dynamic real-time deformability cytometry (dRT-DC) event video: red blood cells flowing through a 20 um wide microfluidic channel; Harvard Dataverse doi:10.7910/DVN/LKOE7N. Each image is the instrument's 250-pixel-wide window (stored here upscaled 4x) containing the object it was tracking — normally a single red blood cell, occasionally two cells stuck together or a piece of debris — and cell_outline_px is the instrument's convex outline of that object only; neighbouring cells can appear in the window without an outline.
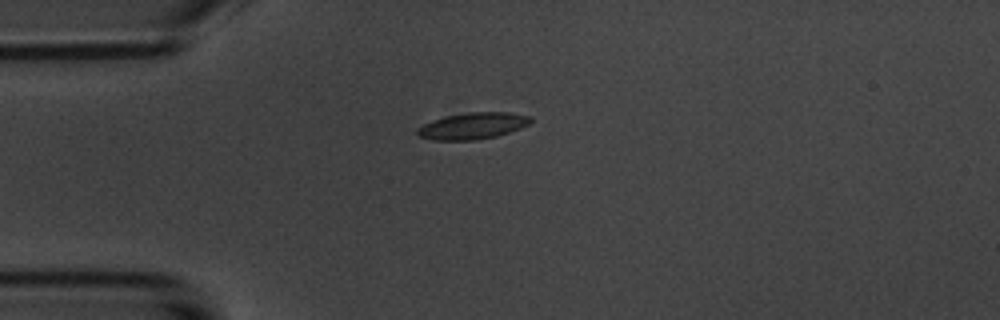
{"species": "common noctule bat (a hibernating species)", "species_latin": "Nyctalus noctula", "temperature_condition": "room temperature", "stored_images_in_passage": 12, "camera_frame_rate_fps": 3000, "um_per_image_px": 0.085, "animal": {"sex": "male", "body_mass_g": 20.1, "forearm_length_mm": 53.5}, "frame": {"image": 1, "passage_image": 1, "time_ms": 0.0, "image_size_px": [1000, 320], "cell_outline_px": [[532, 120], [528, 124], [520, 128], [496, 136], [476, 140], [432, 140], [420, 136], [416, 132], [416, 128], [432, 120], [444, 116], [468, 112], [508, 112], [532, 116]], "centroid_in_image_um": [40.16, 10.69], "position_along_channel_um": 44.8, "area_um2": 17.51}}
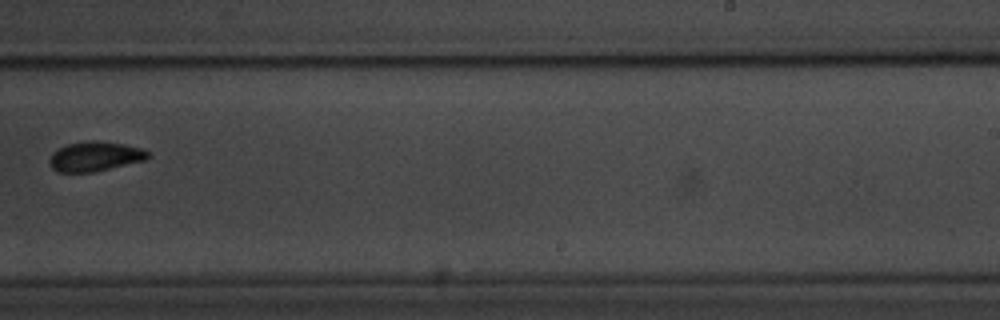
{"frame": {"image": 2, "passage_image": 7, "time_ms": 7.0, "image_size_px": [1000, 320], "cell_outline_px": [[148, 156], [144, 160], [92, 172], [56, 172], [48, 164], [48, 160], [52, 152], [68, 144], [88, 140], [96, 140], [124, 144], [140, 148], [148, 152]], "centroid_in_image_um": [8.0, 13.29], "position_along_channel_um": 281.0, "area_um2": 16.88}}
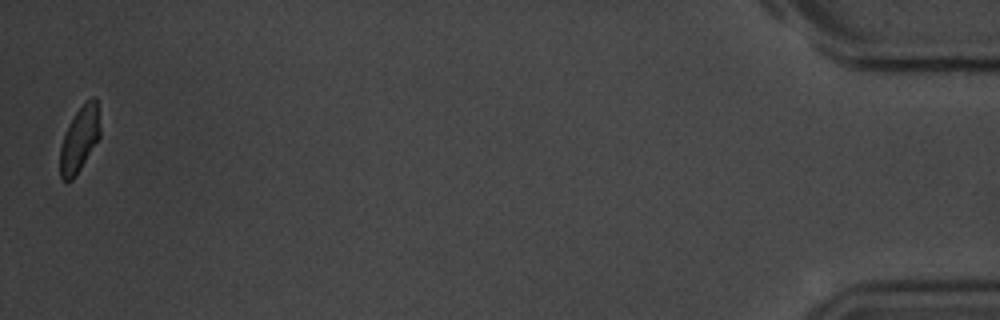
{"frame": {"image": 3, "passage_image": 12, "time_ms": 13.667, "image_size_px": [1000, 320], "cell_outline_px": [[100, 136], [80, 168], [72, 180], [64, 180], [60, 176], [60, 148], [64, 132], [76, 112], [92, 96], [96, 96], [100, 128]], "centroid_in_image_um": [6.75, 11.81], "position_along_channel_um": 428.4, "area_um2": 14.91}, "authors_computed_cell_mechanics": {"area_um2": 16.7331, "velocity_mm_per_s": 3.6054, "shape_relaxation_time_tau1_ms": 5.6035, "shape_relaxation_time_tau2_ms": null, "deformation_change_tau1": 0.1357, "deformation_change_tau2": null}}